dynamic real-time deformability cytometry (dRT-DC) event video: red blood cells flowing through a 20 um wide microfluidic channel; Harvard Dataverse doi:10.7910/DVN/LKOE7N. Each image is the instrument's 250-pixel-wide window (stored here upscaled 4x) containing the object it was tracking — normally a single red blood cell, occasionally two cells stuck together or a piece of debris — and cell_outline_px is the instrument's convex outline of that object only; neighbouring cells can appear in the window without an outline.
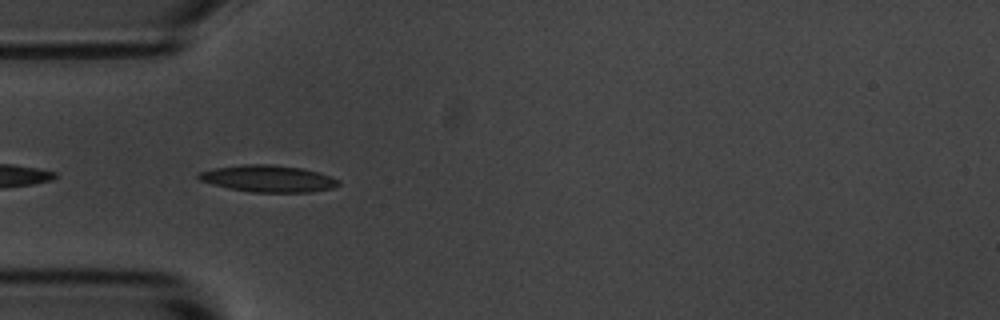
{"species": "common noctule bat (a hibernating species)", "species_latin": "Nyctalus noctula", "temperature_condition": "room temperature", "stored_images_in_passage": 5, "camera_frame_rate_fps": 3000, "um_per_image_px": 0.085, "animal": {"sex": "male", "body_mass_g": 20.1, "forearm_length_mm": 53.5}, "frame": {"image": 1, "passage_image": 2, "time_ms": 0.333, "image_size_px": [1000, 320], "cell_outline_px": [[340, 184], [332, 188], [312, 192], [252, 192], [228, 188], [212, 184], [200, 180], [196, 176], [200, 172], [212, 168], [244, 164], [272, 164], [304, 168], [320, 172], [340, 180]], "centroid_in_image_um": [22.81, 15.17], "position_along_channel_um": 62.2, "area_um2": 22.02}}